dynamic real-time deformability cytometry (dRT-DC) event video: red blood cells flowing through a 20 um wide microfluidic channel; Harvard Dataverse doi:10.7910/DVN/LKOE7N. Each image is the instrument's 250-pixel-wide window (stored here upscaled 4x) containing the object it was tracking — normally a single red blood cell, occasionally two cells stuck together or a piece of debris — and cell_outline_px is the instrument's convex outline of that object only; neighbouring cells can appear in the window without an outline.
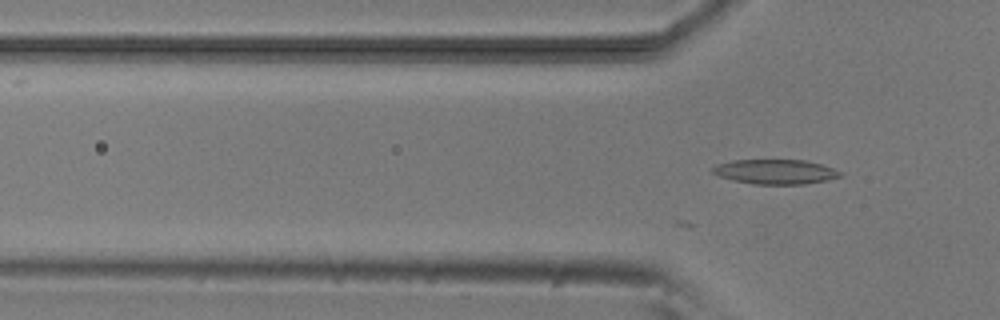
{"species": "common noctule bat (a hibernating species)", "species_latin": "Nyctalus noctula", "temperature_condition": "room temperature", "stored_images_in_passage": 29, "camera_frame_rate_fps": 3000, "um_per_image_px": 0.085, "animal": {"sex": "male", "body_mass_g": 20.5, "forearm_length_mm": 52.5}, "frame": {"image": 1, "passage_image": 14, "time_ms": 4.333, "image_size_px": [1000, 320], "cell_outline_px": [[844, 176], [828, 180], [804, 184], [752, 184], [720, 176], [712, 172], [712, 168], [716, 164], [732, 160], [804, 160], [820, 164], [844, 172]], "centroid_in_image_um": [65.96, 14.59], "position_along_channel_um": 59.8, "area_um2": 18.32}}
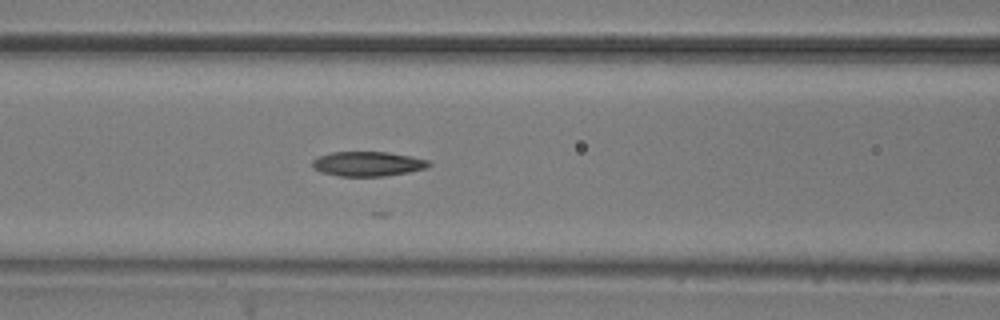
{"frame": {"image": 2, "passage_image": 20, "time_ms": 6.333, "image_size_px": [1000, 320], "cell_outline_px": [[432, 164], [424, 168], [408, 172], [384, 176], [340, 176], [320, 172], [312, 168], [312, 160], [316, 156], [332, 152], [388, 152], [412, 156], [428, 160]], "centroid_in_image_um": [31.21, 13.92], "position_along_channel_um": 135.4, "area_um2": 16.82}}
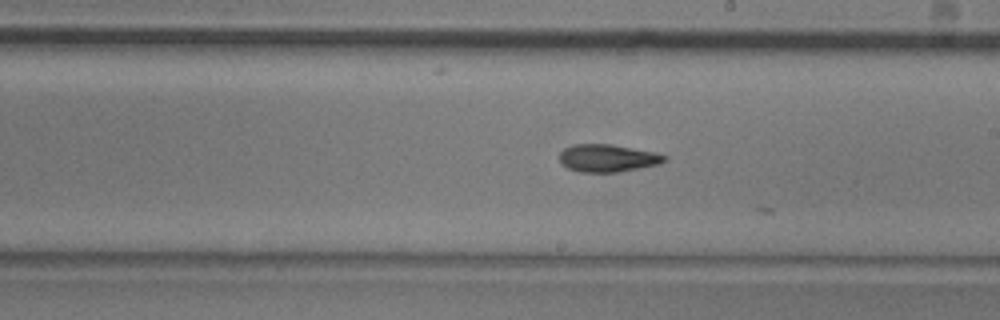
{"frame": {"image": 3, "passage_image": 28, "time_ms": 9.0, "image_size_px": [1000, 320], "cell_outline_px": [[668, 160], [660, 164], [620, 172], [580, 172], [568, 168], [560, 160], [560, 152], [564, 148], [572, 144], [612, 144], [656, 152], [668, 156]], "centroid_in_image_um": [51.7, 13.43], "position_along_channel_um": 237.3, "area_um2": 17.05}}